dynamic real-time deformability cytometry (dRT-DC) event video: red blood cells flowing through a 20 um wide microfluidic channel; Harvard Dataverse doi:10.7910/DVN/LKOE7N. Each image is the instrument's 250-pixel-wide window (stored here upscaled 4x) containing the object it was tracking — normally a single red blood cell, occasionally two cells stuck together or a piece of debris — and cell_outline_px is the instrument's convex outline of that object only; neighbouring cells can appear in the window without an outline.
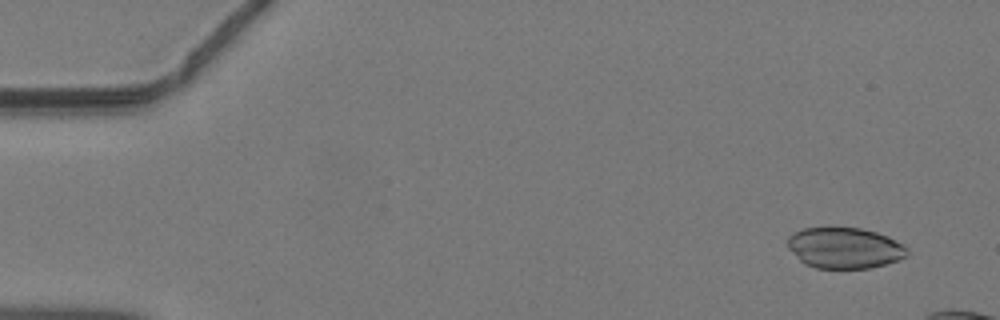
{"species": "common noctule bat (a hibernating species)", "species_latin": "Nyctalus noctula", "temperature_condition": "warm", "stored_images_in_passage": 14, "camera_frame_rate_fps": 3000, "um_per_image_px": 0.085, "animal": {"sex": "male", "body_mass_g": 19.2, "forearm_length_mm": 51.8}, "frame": {"image": 1, "passage_image": 3, "time_ms": 0.667, "image_size_px": [1000, 320], "cell_outline_px": [[908, 252], [904, 256], [896, 260], [872, 268], [816, 268], [804, 264], [788, 248], [788, 236], [804, 228], [860, 228], [876, 232], [888, 236], [904, 244], [908, 248]], "centroid_in_image_um": [71.79, 21.08], "position_along_channel_um": 13.2, "area_um2": 28.32}}